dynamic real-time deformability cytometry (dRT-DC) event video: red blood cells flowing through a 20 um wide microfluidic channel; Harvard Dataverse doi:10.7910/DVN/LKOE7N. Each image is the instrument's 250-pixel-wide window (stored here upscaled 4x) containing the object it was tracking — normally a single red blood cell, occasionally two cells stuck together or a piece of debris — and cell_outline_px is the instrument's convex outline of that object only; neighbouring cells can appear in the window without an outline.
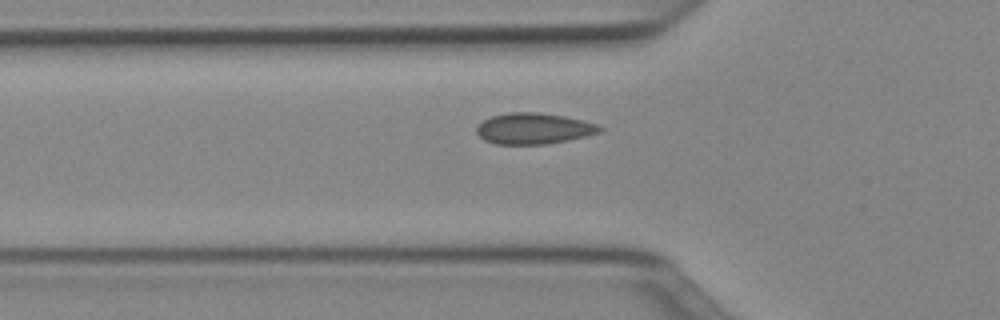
{"species": "Egyptian fruit bat (a non-hibernating species)", "species_latin": "Rousettus aegyptiacus", "temperature_condition": "cold", "stored_images_in_passage": 36, "camera_frame_rate_fps": 3000, "um_per_image_px": 0.085, "animal": {"sex": "female"}, "frame": {"image": 1, "passage_image": 7, "time_ms": 2.0, "image_size_px": [1000, 320], "cell_outline_px": [[604, 128], [600, 132], [568, 140], [544, 144], [496, 144], [484, 140], [476, 132], [476, 128], [484, 120], [492, 116], [508, 112], [536, 112], [564, 116], [596, 124]], "centroid_in_image_um": [45.34, 10.92], "position_along_channel_um": 80.5, "area_um2": 22.02}}
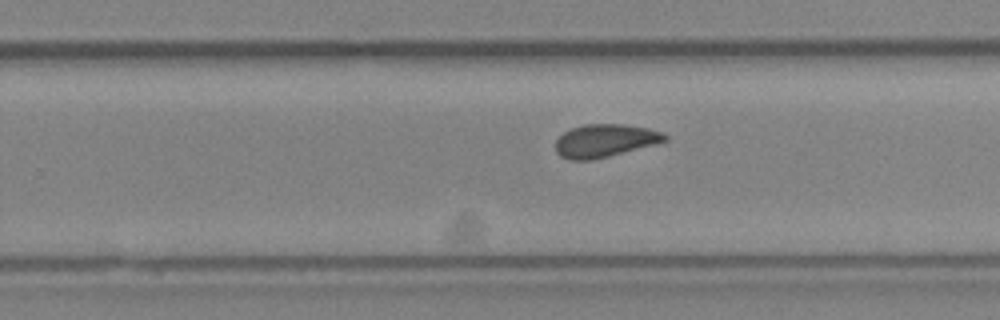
{"frame": {"image": 2, "passage_image": 22, "time_ms": 7.0, "image_size_px": [1000, 320], "cell_outline_px": [[668, 140], [608, 156], [592, 160], [568, 160], [560, 156], [556, 152], [556, 140], [564, 132], [572, 128], [584, 124], [624, 124], [648, 128], [664, 132], [668, 136]], "centroid_in_image_um": [51.4, 11.95], "position_along_channel_um": 278.4, "area_um2": 20.87}}
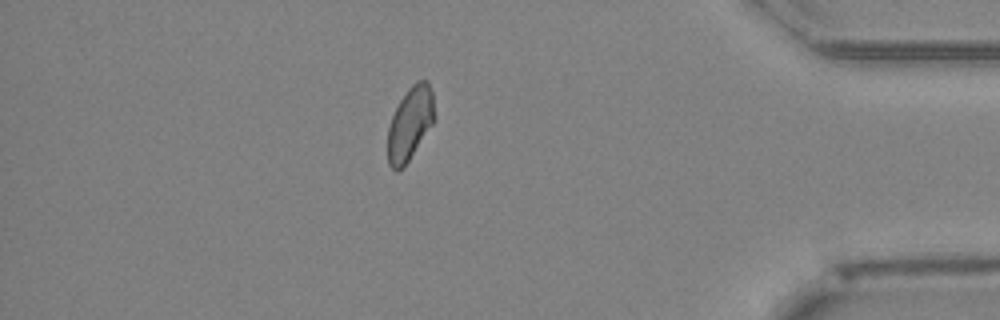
{"frame": {"image": 3, "passage_image": 34, "time_ms": 11.0, "image_size_px": [1000, 320], "cell_outline_px": [[432, 124], [404, 168], [396, 172], [388, 164], [388, 128], [392, 116], [400, 100], [408, 88], [416, 80], [428, 80], [432, 92]], "centroid_in_image_um": [34.81, 10.53], "position_along_channel_um": 400.4, "area_um2": 19.59}, "authors_computed_cell_mechanics": {"area_um2": 20.9814, "velocity_mm_per_s": 3.97, "shape_relaxation_time_tau1_ms": null, "shape_relaxation_time_tau2_ms": 1.0273, "deformation_change_tau1": null, "deformation_change_tau2": 0.0279}}